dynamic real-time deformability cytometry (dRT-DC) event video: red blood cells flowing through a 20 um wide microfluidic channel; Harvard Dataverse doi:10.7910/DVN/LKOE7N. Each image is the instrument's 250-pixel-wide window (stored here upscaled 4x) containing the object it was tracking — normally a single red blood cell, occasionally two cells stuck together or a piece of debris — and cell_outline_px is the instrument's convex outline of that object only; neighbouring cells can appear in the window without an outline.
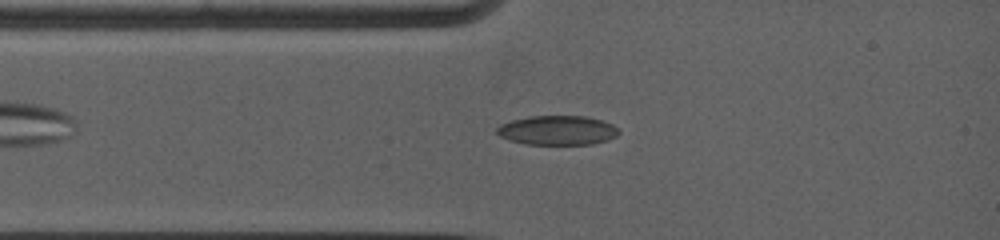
{"species": "common noctule bat (a hibernating species)", "species_latin": "Nyctalus noctula", "temperature_condition": "warm", "stored_images_in_passage": 79, "camera_frame_rate_fps": 5000, "um_per_image_px": 0.085, "animal": {"sex": "female", "body_mass_g": 19.0, "forearm_length_mm": 53.3}, "frame": {"image": 1, "passage_image": 2, "time_ms": 0.2, "image_size_px": [1000, 240], "cell_outline_px": [[620, 132], [616, 136], [608, 140], [592, 144], [524, 144], [508, 140], [500, 136], [496, 132], [496, 128], [500, 124], [512, 120], [528, 116], [588, 116], [604, 120], [612, 124]], "centroid_in_image_um": [47.38, 11.07], "position_along_channel_um": 37.6, "area_um2": 21.04}}
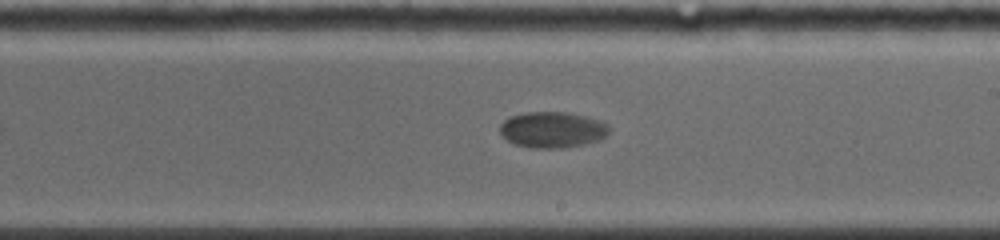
{"frame": {"image": 2, "passage_image": 30, "time_ms": 5.8, "image_size_px": [1000, 240], "cell_outline_px": [[608, 132], [600, 140], [584, 144], [564, 148], [532, 148], [516, 144], [508, 140], [500, 132], [500, 124], [508, 116], [524, 112], [568, 112], [588, 116], [600, 120], [608, 124]], "centroid_in_image_um": [46.95, 11.01], "position_along_channel_um": 242.0, "area_um2": 23.06}}
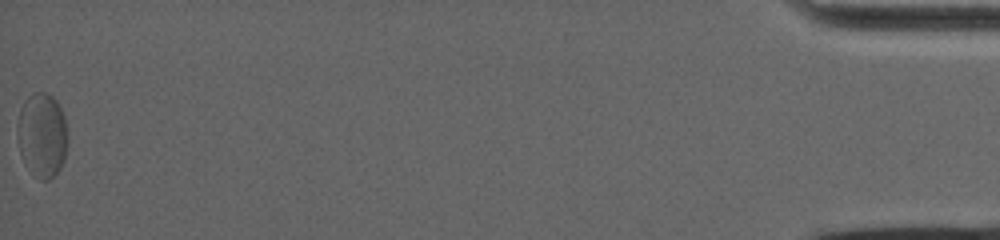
{"frame": {"image": 3, "passage_image": 79, "time_ms": 15.6, "image_size_px": [1000, 240], "cell_outline_px": [[68, 144], [64, 160], [60, 168], [48, 180], [40, 180], [24, 160], [20, 152], [16, 132], [16, 128], [20, 108], [24, 100], [32, 92], [44, 92], [52, 96], [56, 100], [64, 116], [68, 136]], "centroid_in_image_um": [3.58, 11.43], "position_along_channel_um": 431.6, "area_um2": 24.8}, "authors_computed_cell_mechanics": {"area_um2": 23.409, "velocity_mm_per_s": 3.6774, "shape_relaxation_time_tau1_ms": 4.3035, "shape_relaxation_time_tau2_ms": null, "deformation_change_tau1": 0.1186, "deformation_change_tau2": null}}